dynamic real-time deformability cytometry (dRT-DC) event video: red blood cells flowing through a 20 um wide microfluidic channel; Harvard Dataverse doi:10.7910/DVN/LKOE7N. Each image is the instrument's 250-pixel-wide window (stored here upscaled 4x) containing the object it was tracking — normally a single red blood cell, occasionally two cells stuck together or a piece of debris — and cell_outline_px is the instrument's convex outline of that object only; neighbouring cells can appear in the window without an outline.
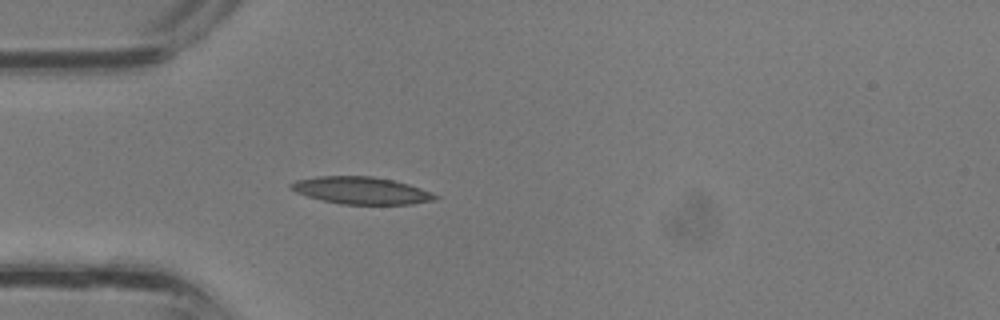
{"species": "common noctule bat (a hibernating species)", "species_latin": "Nyctalus noctula", "temperature_condition": "room temperature", "stored_images_in_passage": 25, "camera_frame_rate_fps": 3000, "um_per_image_px": 0.085, "animal": {"sex": "male", "body_mass_g": 13.3}, "frame": {"image": 1, "passage_image": 1, "time_ms": 0.0, "image_size_px": [1000, 320], "cell_outline_px": [[440, 196], [436, 200], [412, 204], [340, 204], [308, 196], [296, 192], [288, 188], [288, 184], [296, 180], [320, 176], [372, 176], [392, 180], [408, 184], [420, 188]], "centroid_in_image_um": [30.7, 16.19], "position_along_channel_um": 54.3, "area_um2": 22.77}}
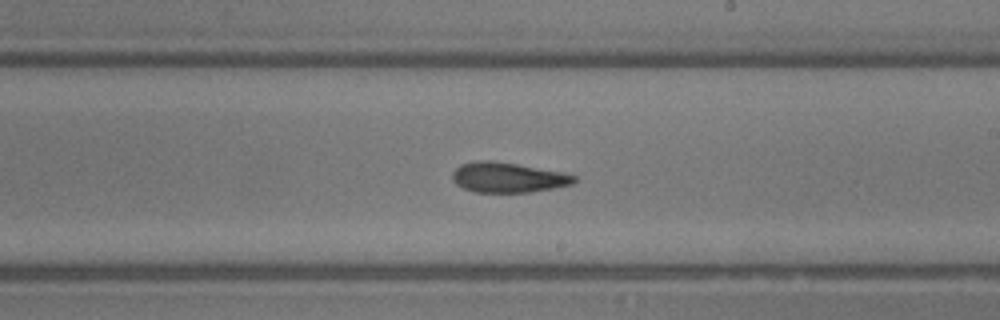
{"frame": {"image": 2, "passage_image": 11, "time_ms": 3.333, "image_size_px": [1000, 320], "cell_outline_px": [[576, 180], [572, 184], [552, 188], [528, 192], [476, 192], [464, 188], [456, 184], [452, 180], [452, 172], [460, 164], [476, 160], [492, 160], [564, 172], [576, 176]], "centroid_in_image_um": [43.14, 15.07], "position_along_channel_um": 245.9, "area_um2": 21.33}}
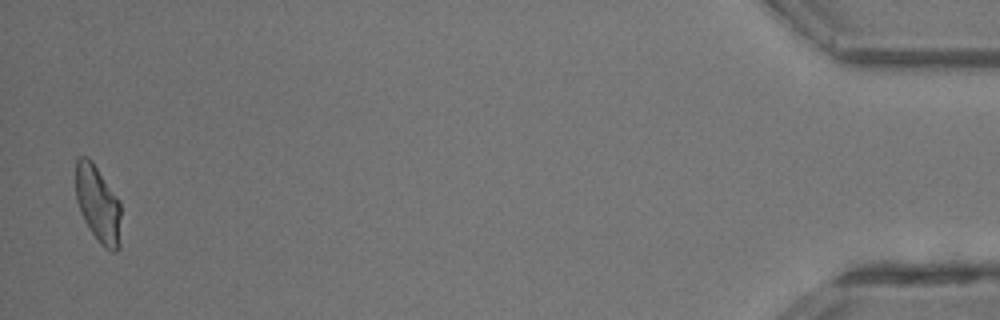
{"frame": {"image": 3, "passage_image": 25, "time_ms": 8.0, "image_size_px": [1000, 320], "cell_outline_px": [[120, 248], [116, 252], [112, 252], [104, 248], [100, 244], [84, 220], [80, 212], [76, 200], [76, 160], [80, 156], [88, 156], [92, 160], [120, 200]], "centroid_in_image_um": [8.34, 17.35], "position_along_channel_um": 426.9, "area_um2": 20.52}}